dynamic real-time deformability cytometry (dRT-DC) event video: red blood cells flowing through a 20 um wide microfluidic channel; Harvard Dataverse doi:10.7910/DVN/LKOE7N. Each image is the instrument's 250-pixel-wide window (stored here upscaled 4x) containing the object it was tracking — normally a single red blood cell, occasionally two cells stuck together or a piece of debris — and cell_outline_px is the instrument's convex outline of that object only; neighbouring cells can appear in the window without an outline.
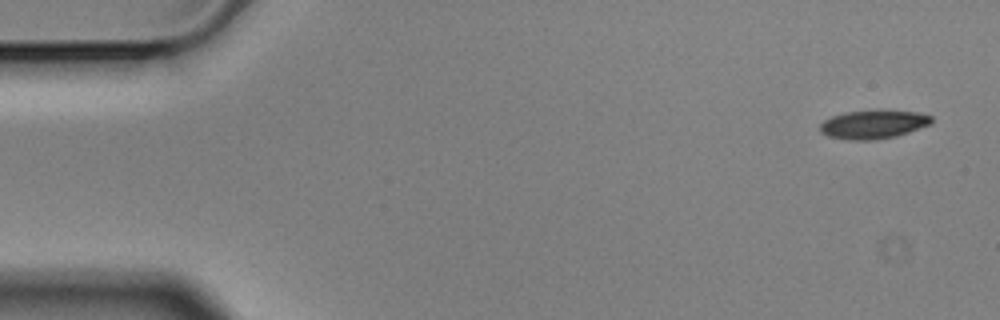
{"species": "Egyptian fruit bat (a non-hibernating species)", "species_latin": "Rousettus aegyptiacus", "temperature_condition": "cold", "stored_images_in_passage": 6, "camera_frame_rate_fps": 3000, "um_per_image_px": 0.085, "animal": {"sex": "male"}, "frame": {"image": 1, "passage_image": 1, "time_ms": 0.0, "image_size_px": [1000, 320], "cell_outline_px": [[932, 120], [928, 124], [908, 132], [896, 136], [872, 140], [852, 140], [828, 136], [820, 132], [820, 124], [824, 120], [832, 116], [844, 112], [916, 112], [932, 116]], "centroid_in_image_um": [74.17, 10.6], "position_along_channel_um": 10.8, "area_um2": 17.8}}
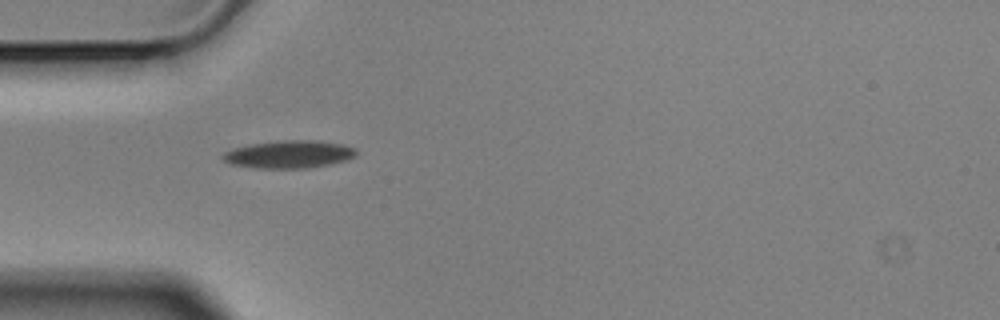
{"frame": {"image": 2, "passage_image": 5, "time_ms": 1.333, "image_size_px": [1000, 320], "cell_outline_px": [[356, 156], [348, 160], [332, 164], [308, 168], [256, 168], [228, 164], [220, 156], [224, 152], [232, 148], [248, 144], [276, 140], [320, 140], [344, 144], [356, 148]], "centroid_in_image_um": [24.57, 13.11], "position_along_channel_um": 60.4, "area_um2": 22.08}}
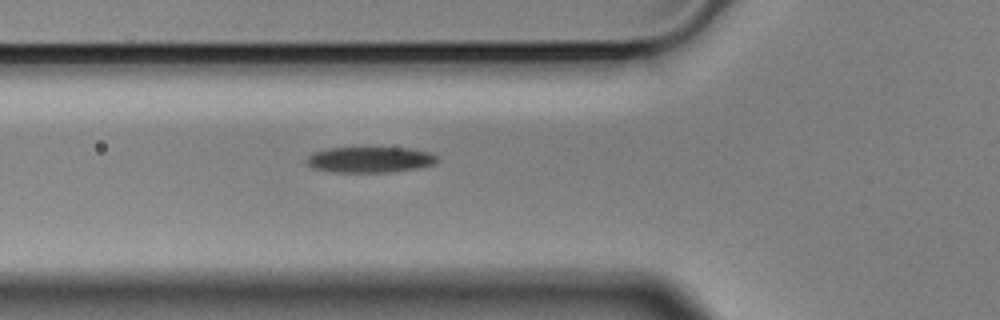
{"frame": {"image": 3, "passage_image": 6, "time_ms": 1.667, "image_size_px": [1000, 320], "cell_outline_px": [[436, 160], [432, 164], [416, 168], [388, 172], [332, 172], [312, 168], [304, 160], [312, 152], [328, 148], [408, 148], [432, 152], [436, 156]], "centroid_in_image_um": [31.38, 13.57], "position_along_channel_um": 94.4, "area_um2": 19.54}}